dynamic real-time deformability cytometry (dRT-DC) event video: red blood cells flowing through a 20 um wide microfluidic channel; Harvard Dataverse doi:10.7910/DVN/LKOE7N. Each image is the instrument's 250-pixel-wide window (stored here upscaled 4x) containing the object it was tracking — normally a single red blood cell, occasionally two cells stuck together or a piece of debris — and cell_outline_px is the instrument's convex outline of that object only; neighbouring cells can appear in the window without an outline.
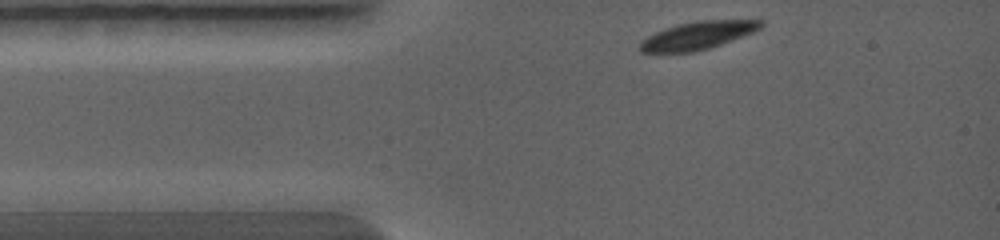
{"species": "common noctule bat (a hibernating species)", "species_latin": "Nyctalus noctula", "temperature_condition": "warm", "stored_images_in_passage": 22, "camera_frame_rate_fps": 5000, "um_per_image_px": 0.085, "animal": {"sex": "female", "body_mass_g": 19.0, "forearm_length_mm": 56.7}, "frame": {"image": 1, "passage_image": 1, "time_ms": 0.0, "image_size_px": [1000, 240], "cell_outline_px": [[764, 24], [760, 28], [752, 32], [720, 44], [696, 52], [640, 52], [640, 40], [656, 32], [676, 24], [696, 20], [764, 20]], "centroid_in_image_um": [59.28, 3.0], "position_along_channel_um": 25.7, "area_um2": 19.42}}
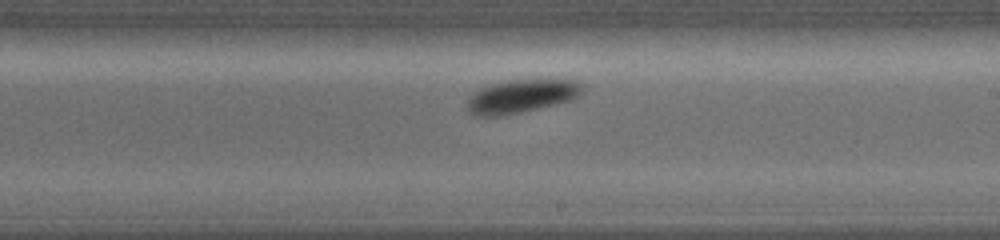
{"frame": {"image": 2, "passage_image": 13, "time_ms": 4.6, "image_size_px": [1000, 240], "cell_outline_px": [[584, 92], [572, 100], [556, 104], [504, 116], [472, 116], [468, 112], [468, 100], [480, 88], [492, 84], [508, 80], [572, 80], [584, 84]], "centroid_in_image_um": [44.35, 8.19], "position_along_channel_um": 244.7, "area_um2": 22.37}}
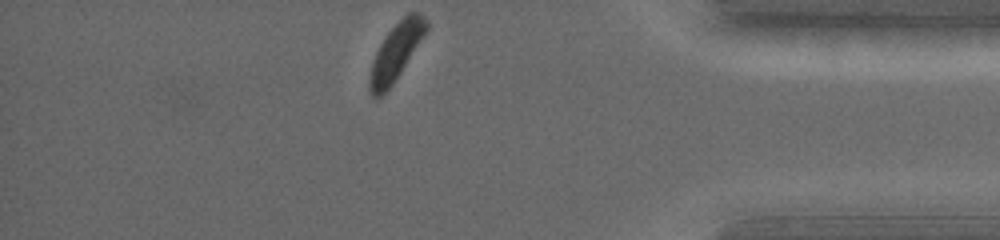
{"frame": {"image": 3, "passage_image": 22, "time_ms": 8.0, "image_size_px": [1000, 240], "cell_outline_px": [[428, 28], [400, 72], [392, 84], [380, 96], [372, 96], [368, 92], [368, 80], [372, 64], [376, 52], [380, 44], [388, 32], [408, 12], [420, 12], [428, 20]], "centroid_in_image_um": [33.65, 4.39], "position_along_channel_um": 401.6, "area_um2": 18.21}}